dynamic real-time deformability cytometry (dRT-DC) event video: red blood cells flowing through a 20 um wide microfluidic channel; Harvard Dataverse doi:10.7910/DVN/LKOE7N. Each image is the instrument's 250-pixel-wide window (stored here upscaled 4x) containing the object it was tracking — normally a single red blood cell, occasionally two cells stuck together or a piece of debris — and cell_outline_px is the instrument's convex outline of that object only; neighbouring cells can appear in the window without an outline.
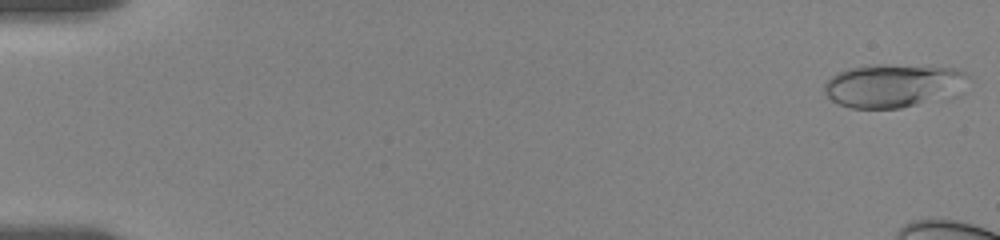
{"species": "human", "species_latin": "Homo sapiens", "temperature_condition": "room temperature", "stored_images_in_passage": 8, "camera_frame_rate_fps": 3000, "um_per_image_px": 0.085, "donor": {"sex": "female"}, "frame": {"image": 1, "passage_image": 1, "time_ms": 0.0, "image_size_px": [1000, 240], "cell_outline_px": [[972, 76], [916, 104], [900, 108], [852, 108], [840, 104], [832, 100], [824, 92], [824, 84], [836, 72], [848, 68], [876, 64], [928, 64], [956, 68]], "centroid_in_image_um": [75.69, 7.2], "position_along_channel_um": 9.3, "area_um2": 34.85}}